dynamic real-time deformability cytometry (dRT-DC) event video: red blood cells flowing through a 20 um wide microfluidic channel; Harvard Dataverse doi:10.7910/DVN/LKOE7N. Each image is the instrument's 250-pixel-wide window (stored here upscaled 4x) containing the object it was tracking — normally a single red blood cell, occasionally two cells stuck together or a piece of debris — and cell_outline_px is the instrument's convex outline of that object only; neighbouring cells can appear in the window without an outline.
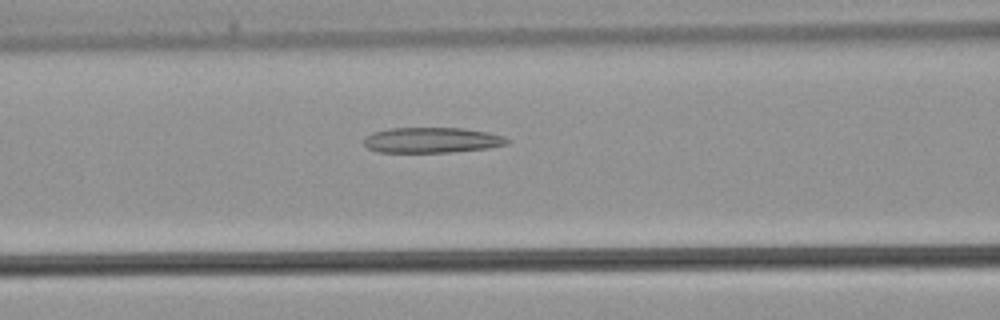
{"species": "common noctule bat (a hibernating species)", "species_latin": "Nyctalus noctula", "temperature_condition": "warm", "stored_images_in_passage": 30, "camera_frame_rate_fps": 3000, "um_per_image_px": 0.085, "animal": {"sex": "male", "body_mass_g": 21.5, "forearm_length_mm": 52.0}, "frame": {"image": 1, "passage_image": 12, "time_ms": 3.667, "image_size_px": [1000, 320], "cell_outline_px": [[512, 140], [508, 144], [488, 148], [452, 152], [376, 152], [368, 148], [364, 144], [364, 140], [372, 132], [388, 128], [464, 128], [488, 132], [504, 136]], "centroid_in_image_um": [36.74, 11.91], "position_along_channel_um": 129.9, "area_um2": 21.39}}
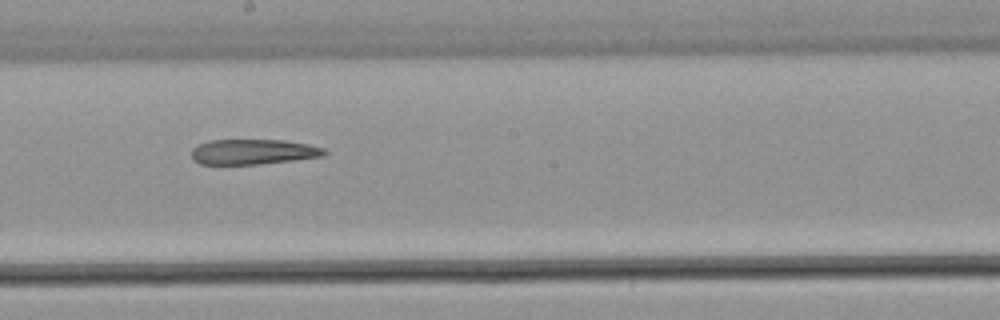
{"frame": {"image": 2, "passage_image": 18, "time_ms": 5.667, "image_size_px": [1000, 320], "cell_outline_px": [[328, 152], [324, 156], [296, 160], [260, 164], [200, 164], [192, 160], [192, 148], [208, 140], [284, 140], [308, 144], [324, 148]], "centroid_in_image_um": [21.54, 12.91], "position_along_channel_um": 226.7, "area_um2": 19.65}}
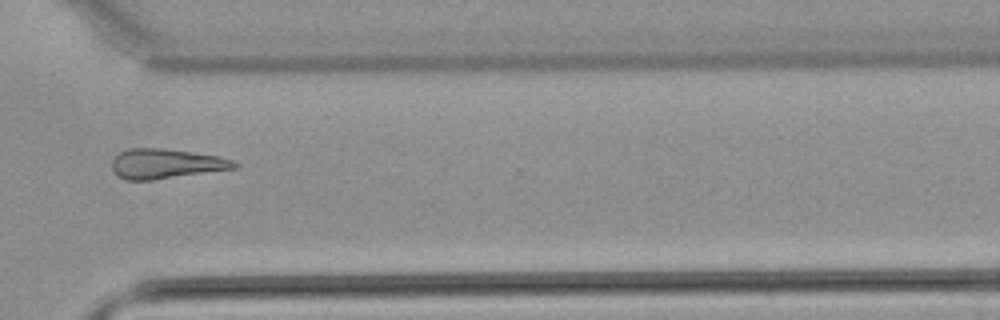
{"frame": {"image": 3, "passage_image": 26, "time_ms": 8.333, "image_size_px": [1000, 320], "cell_outline_px": [[240, 164], [236, 168], [152, 180], [124, 180], [116, 176], [112, 168], [112, 160], [120, 152], [128, 148], [160, 148], [192, 152], [216, 156], [232, 160]], "centroid_in_image_um": [14.06, 13.92], "position_along_channel_um": 356.5, "area_um2": 21.15}}